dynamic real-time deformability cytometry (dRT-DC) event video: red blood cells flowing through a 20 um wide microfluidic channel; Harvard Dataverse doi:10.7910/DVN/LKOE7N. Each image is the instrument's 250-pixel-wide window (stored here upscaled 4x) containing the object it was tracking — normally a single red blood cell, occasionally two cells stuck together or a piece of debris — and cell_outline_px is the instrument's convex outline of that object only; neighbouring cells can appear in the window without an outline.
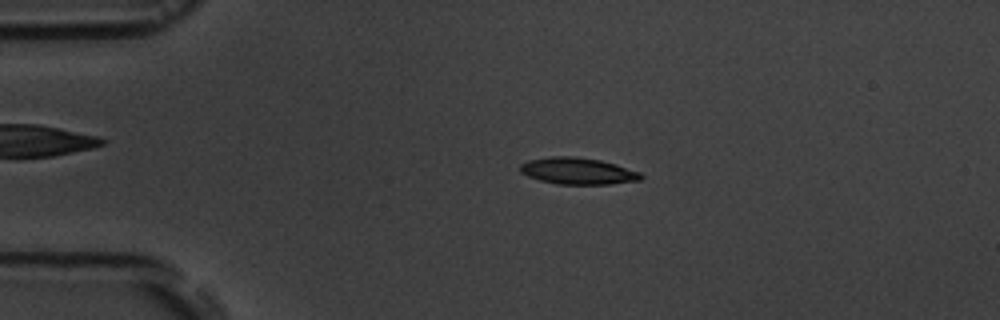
{"species": "common noctule bat (a hibernating species)", "species_latin": "Nyctalus noctula", "temperature_condition": "room temperature", "stored_images_in_passage": 3, "camera_frame_rate_fps": 3000, "um_per_image_px": 0.085, "animal": {"sex": "male", "body_mass_g": 19.5, "forearm_length_mm": 54.6}, "frame": {"image": 1, "passage_image": 2, "time_ms": 1.333, "image_size_px": [1000, 320], "cell_outline_px": [[644, 176], [640, 180], [608, 184], [556, 184], [540, 180], [528, 176], [520, 172], [520, 164], [528, 160], [552, 156], [572, 156], [600, 160], [616, 164], [640, 172]], "centroid_in_image_um": [49.1, 14.53], "position_along_channel_um": 35.9, "area_um2": 18.73}}